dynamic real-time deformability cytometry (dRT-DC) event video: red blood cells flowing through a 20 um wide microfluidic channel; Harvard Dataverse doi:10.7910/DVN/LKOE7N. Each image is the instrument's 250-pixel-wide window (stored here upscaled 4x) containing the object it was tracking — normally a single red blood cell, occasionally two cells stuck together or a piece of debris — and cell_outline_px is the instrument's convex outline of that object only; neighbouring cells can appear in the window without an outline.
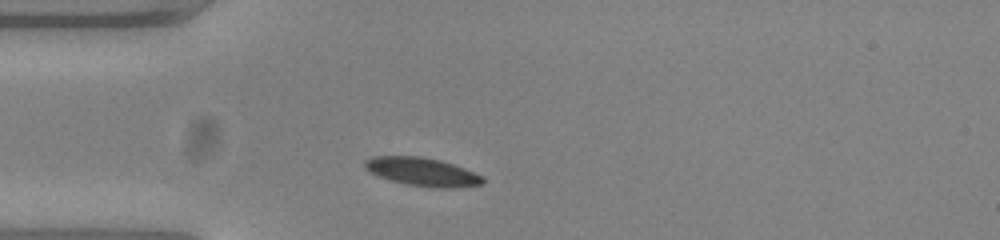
{"species": "common noctule bat (a hibernating species)", "species_latin": "Nyctalus noctula", "temperature_condition": "warm", "stored_images_in_passage": 32, "camera_frame_rate_fps": 3000, "um_per_image_px": 0.085, "animal": {"sex": "female", "body_mass_g": 23.0, "forearm_length_mm": 53.4}, "frame": {"image": 1, "passage_image": 1, "time_ms": 0.0, "image_size_px": [1000, 240], "cell_outline_px": [[484, 184], [452, 188], [432, 188], [408, 184], [392, 180], [380, 176], [364, 168], [364, 160], [372, 156], [420, 156], [440, 160], [464, 168], [484, 176]], "centroid_in_image_um": [35.92, 14.6], "position_along_channel_um": 49.1, "area_um2": 19.42}}
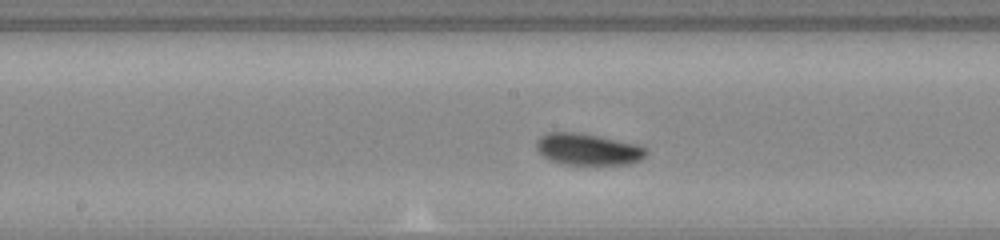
{"frame": {"image": 2, "passage_image": 14, "time_ms": 4.333, "image_size_px": [1000, 240], "cell_outline_px": [[648, 152], [640, 160], [632, 164], [560, 164], [544, 156], [536, 148], [536, 140], [540, 136], [548, 132], [572, 132], [596, 136], [640, 144], [648, 148]], "centroid_in_image_um": [50.01, 12.69], "position_along_channel_um": 198.2, "area_um2": 20.17}}
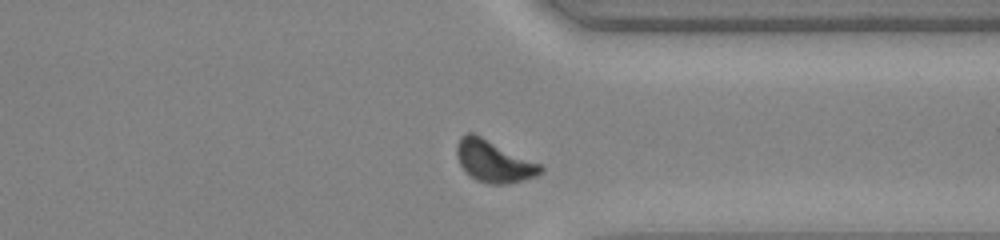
{"frame": {"image": 3, "passage_image": 28, "time_ms": 9.0, "image_size_px": [1000, 240], "cell_outline_px": [[544, 172], [536, 176], [524, 180], [508, 184], [492, 184], [476, 180], [464, 172], [456, 156], [456, 144], [460, 136], [468, 132], [472, 132], [540, 164], [544, 168]], "centroid_in_image_um": [41.94, 13.72], "position_along_channel_um": 369.5, "area_um2": 20.46}, "authors_computed_cell_mechanics": {"area_um2": 19.7676, "velocity_mm_per_s": 3.7086, "shape_relaxation_time_tau1_ms": 1.9711, "shape_relaxation_time_tau2_ms": null, "deformation_change_tau1": 0.1019, "deformation_change_tau2": null}}